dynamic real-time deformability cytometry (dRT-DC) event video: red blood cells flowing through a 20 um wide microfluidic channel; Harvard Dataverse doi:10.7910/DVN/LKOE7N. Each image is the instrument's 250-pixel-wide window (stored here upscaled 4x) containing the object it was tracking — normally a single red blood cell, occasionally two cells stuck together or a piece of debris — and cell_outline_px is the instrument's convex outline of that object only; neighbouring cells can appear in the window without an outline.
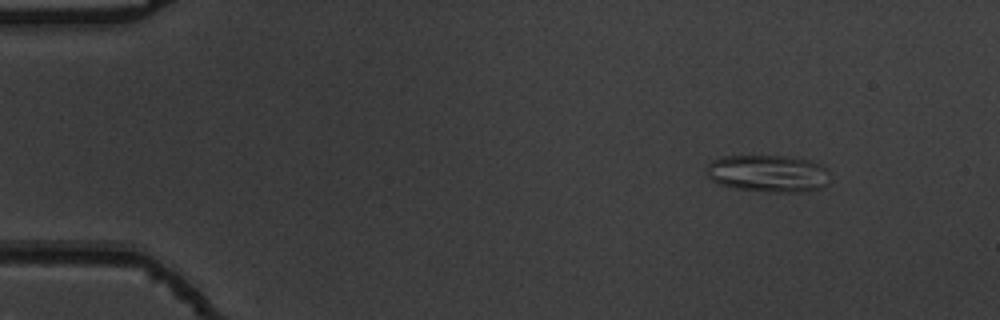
{"species": "common noctule bat (a hibernating species)", "species_latin": "Nyctalus noctula", "temperature_condition": "warm", "stored_images_in_passage": 29, "camera_frame_rate_fps": 3000, "um_per_image_px": 0.085, "animal": {"sex": "male", "body_mass_g": 19.5, "forearm_length_mm": 54.6}, "frame": {"image": 1, "passage_image": 1, "time_ms": 0.0, "image_size_px": [1000, 320], "cell_outline_px": [[828, 184], [820, 188], [804, 192], [768, 192], [736, 188], [720, 184], [712, 180], [708, 176], [704, 168], [712, 160], [724, 156], [784, 156], [808, 160], [820, 164], [828, 168]], "centroid_in_image_um": [65.29, 14.75], "position_along_channel_um": 19.7, "area_um2": 26.88}}
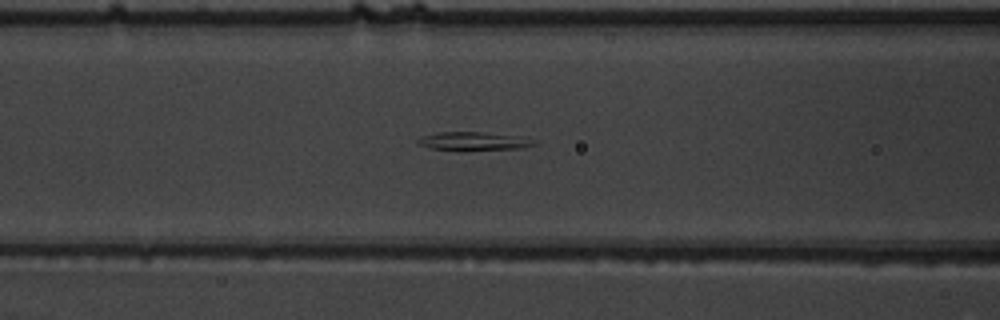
{"frame": {"image": 2, "passage_image": 17, "time_ms": 5.333, "image_size_px": [1000, 320], "cell_outline_px": [[536, 144], [520, 148], [432, 148], [416, 144], [416, 140], [420, 136], [440, 132], [480, 132], [512, 136], [536, 140]], "centroid_in_image_um": [40.17, 11.96], "position_along_channel_um": 126.4, "area_um2": 11.44}}
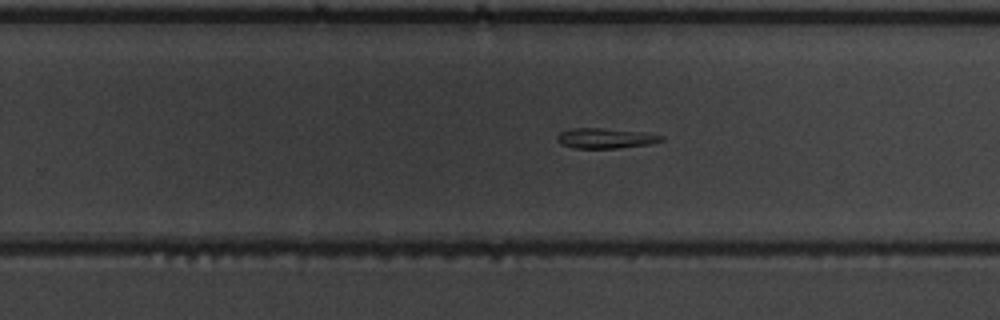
{"frame": {"image": 3, "passage_image": 29, "time_ms": 9.333, "image_size_px": [1000, 320], "cell_outline_px": [[664, 140], [648, 144], [620, 148], [576, 148], [560, 144], [556, 140], [556, 136], [560, 132], [572, 128], [600, 128], [648, 132], [664, 136]], "centroid_in_image_um": [51.47, 11.74], "position_along_channel_um": 278.3, "area_um2": 12.37}}